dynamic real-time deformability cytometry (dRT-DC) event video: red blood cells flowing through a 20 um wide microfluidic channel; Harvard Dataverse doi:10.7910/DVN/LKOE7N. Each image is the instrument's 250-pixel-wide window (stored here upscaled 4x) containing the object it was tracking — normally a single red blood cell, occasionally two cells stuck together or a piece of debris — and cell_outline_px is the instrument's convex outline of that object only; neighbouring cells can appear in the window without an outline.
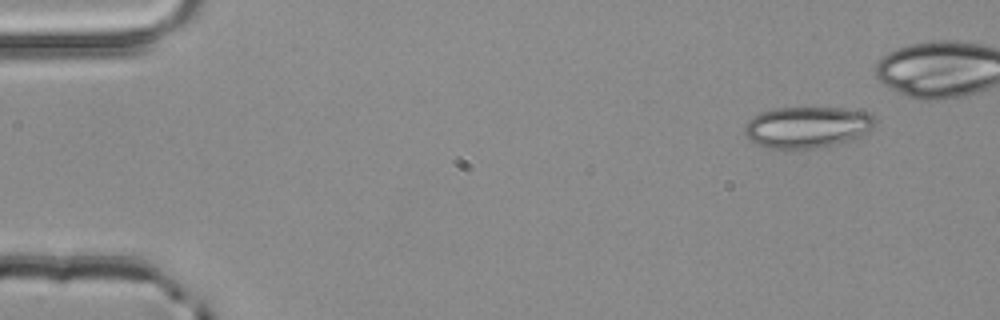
{"species": "common noctule bat (a hibernating species)", "species_latin": "Nyctalus noctula", "temperature_condition": "room temperature", "stored_images_in_passage": 4, "camera_frame_rate_fps": 3000, "um_per_image_px": 0.085, "animal": {"sex": "male", "body_mass_g": 20.4}, "frame": {"image": 1, "passage_image": 1, "time_ms": 0.0, "image_size_px": [1000, 320], "cell_outline_px": [[876, 124], [868, 132], [860, 136], [836, 144], [816, 148], [764, 148], [748, 140], [744, 132], [744, 124], [748, 120], [760, 112], [776, 108], [840, 108], [868, 112], [876, 116]], "centroid_in_image_um": [68.6, 10.8], "position_along_channel_um": 16.4, "area_um2": 31.62}}